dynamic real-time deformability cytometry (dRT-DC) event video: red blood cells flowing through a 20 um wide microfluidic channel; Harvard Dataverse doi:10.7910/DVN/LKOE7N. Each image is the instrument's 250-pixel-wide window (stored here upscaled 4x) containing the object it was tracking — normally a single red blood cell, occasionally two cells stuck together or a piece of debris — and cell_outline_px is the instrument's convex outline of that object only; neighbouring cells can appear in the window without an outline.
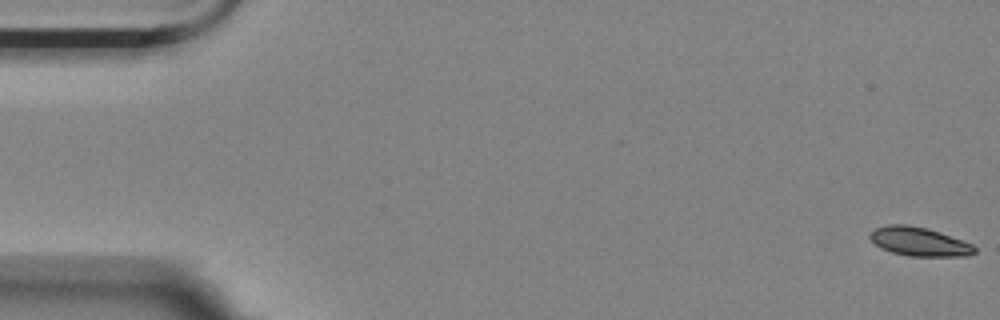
{"species": "Egyptian fruit bat (a non-hibernating species)", "species_latin": "Rousettus aegyptiacus", "temperature_condition": "room temperature", "stored_images_in_passage": 57, "camera_frame_rate_fps": 3000, "um_per_image_px": 0.085, "animal": {"sex": "female"}, "frame": {"image": 1, "passage_image": 1, "time_ms": 0.0, "image_size_px": [1000, 320], "cell_outline_px": [[976, 252], [968, 256], [908, 256], [892, 252], [880, 248], [868, 236], [876, 228], [888, 224], [908, 224], [928, 228], [940, 232], [972, 244], [976, 248]], "centroid_in_image_um": [78.14, 20.53], "position_along_channel_um": 6.9, "area_um2": 17.57}}
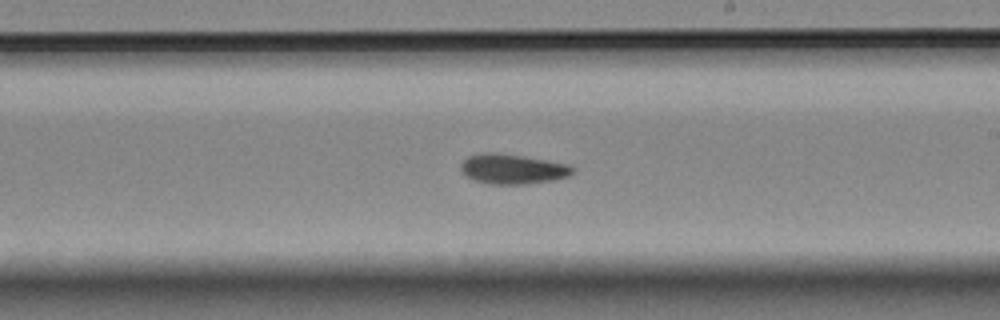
{"frame": {"image": 2, "passage_image": 33, "time_ms": 10.667, "image_size_px": [1000, 320], "cell_outline_px": [[576, 168], [568, 176], [552, 180], [524, 184], [488, 184], [476, 180], [468, 176], [460, 168], [460, 164], [468, 156], [484, 152], [496, 152], [568, 164]], "centroid_in_image_um": [43.56, 14.36], "position_along_channel_um": 245.4, "area_um2": 19.19}}
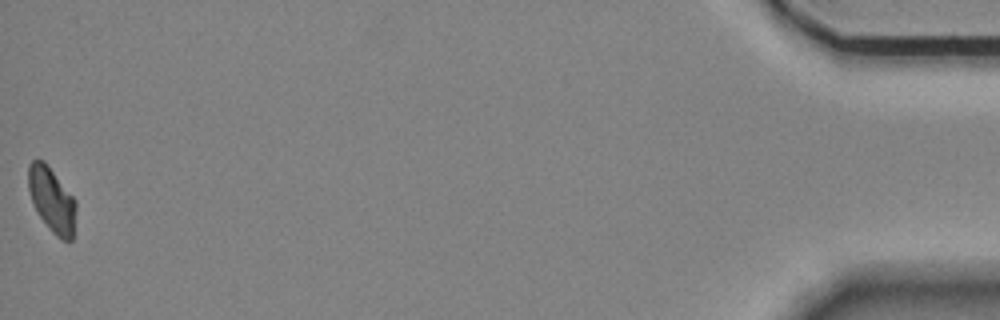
{"frame": {"image": 3, "passage_image": 57, "time_ms": 18.667, "image_size_px": [1000, 320], "cell_outline_px": [[76, 208], [72, 240], [68, 244], [60, 240], [52, 232], [36, 212], [32, 204], [28, 188], [28, 164], [32, 160], [44, 160], [76, 200]], "centroid_in_image_um": [4.4, 17.02], "position_along_channel_um": 430.8, "area_um2": 18.26}, "authors_computed_cell_mechanics": {"area_um2": 18.8428, "velocity_mm_per_s": 3.5196, "shape_relaxation_time_tau1_ms": null, "shape_relaxation_time_tau2_ms": 6.9519, "deformation_change_tau1": null, "deformation_change_tau2": 0.0952}}